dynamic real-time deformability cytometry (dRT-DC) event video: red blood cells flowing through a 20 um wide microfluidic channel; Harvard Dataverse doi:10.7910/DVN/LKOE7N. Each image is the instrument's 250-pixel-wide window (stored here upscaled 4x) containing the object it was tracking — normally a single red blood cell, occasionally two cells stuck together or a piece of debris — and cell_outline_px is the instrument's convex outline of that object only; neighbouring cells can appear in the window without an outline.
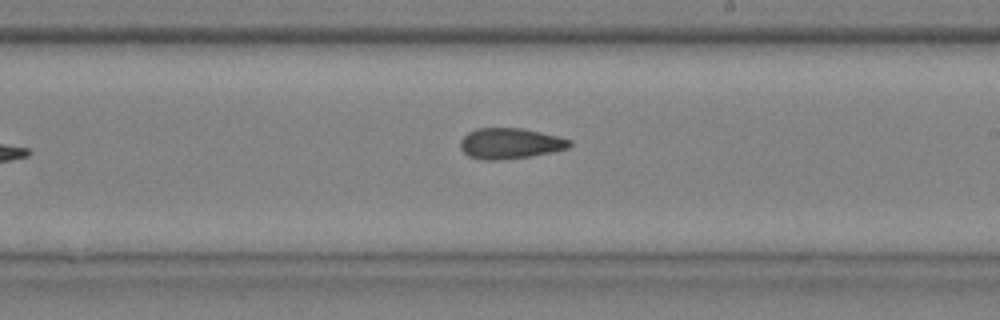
{"species": "common noctule bat (a hibernating species)", "species_latin": "Nyctalus noctula", "temperature_condition": "cold", "stored_images_in_passage": 11, "camera_frame_rate_fps": 3000, "um_per_image_px": 0.085, "animal": {"sex": "male", "body_mass_g": 20.4}, "frame": {"image": 1, "passage_image": 10, "time_ms": 3.0, "image_size_px": [1000, 320], "cell_outline_px": [[572, 144], [568, 148], [552, 152], [528, 156], [500, 160], [484, 160], [468, 156], [460, 148], [460, 140], [468, 132], [476, 128], [520, 128], [540, 132], [572, 140]], "centroid_in_image_um": [43.33, 12.19], "position_along_channel_um": 245.7, "area_um2": 19.48}}
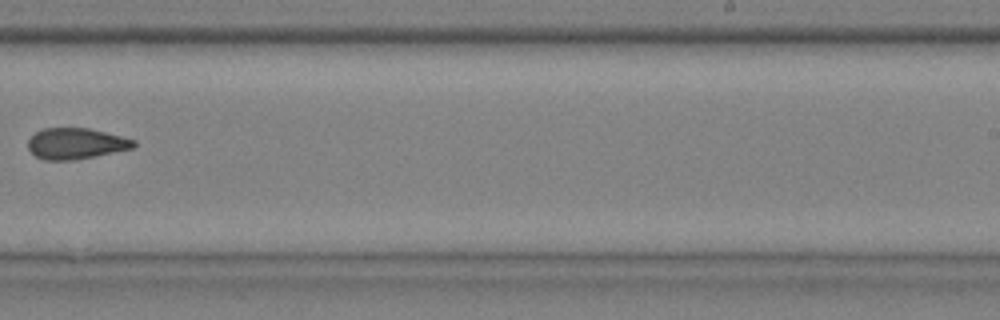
{"frame": {"image": 2, "passage_image": 11, "time_ms": 3.333, "image_size_px": [1000, 320], "cell_outline_px": [[136, 144], [132, 148], [72, 160], [44, 160], [36, 156], [28, 148], [28, 140], [36, 132], [44, 128], [88, 128], [136, 140]], "centroid_in_image_um": [6.42, 12.2], "position_along_channel_um": 282.6, "area_um2": 18.73}}